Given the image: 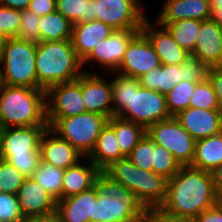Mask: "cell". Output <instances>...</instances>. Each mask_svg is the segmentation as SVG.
I'll use <instances>...</instances> for the list:
<instances>
[{"mask_svg":"<svg viewBox=\"0 0 222 222\" xmlns=\"http://www.w3.org/2000/svg\"><path fill=\"white\" fill-rule=\"evenodd\" d=\"M141 0H95V20L114 30L141 29L148 18Z\"/></svg>","mask_w":222,"mask_h":222,"instance_id":"cell-13","label":"cell"},{"mask_svg":"<svg viewBox=\"0 0 222 222\" xmlns=\"http://www.w3.org/2000/svg\"><path fill=\"white\" fill-rule=\"evenodd\" d=\"M107 123L114 129L118 146L125 157L131 154L133 148L146 134L143 126L118 116H112Z\"/></svg>","mask_w":222,"mask_h":222,"instance_id":"cell-28","label":"cell"},{"mask_svg":"<svg viewBox=\"0 0 222 222\" xmlns=\"http://www.w3.org/2000/svg\"><path fill=\"white\" fill-rule=\"evenodd\" d=\"M118 146L114 129L107 123L101 130L94 150L87 157L102 171L111 162L124 158Z\"/></svg>","mask_w":222,"mask_h":222,"instance_id":"cell-26","label":"cell"},{"mask_svg":"<svg viewBox=\"0 0 222 222\" xmlns=\"http://www.w3.org/2000/svg\"><path fill=\"white\" fill-rule=\"evenodd\" d=\"M17 196L26 220L54 218L57 201L31 177L25 178Z\"/></svg>","mask_w":222,"mask_h":222,"instance_id":"cell-16","label":"cell"},{"mask_svg":"<svg viewBox=\"0 0 222 222\" xmlns=\"http://www.w3.org/2000/svg\"><path fill=\"white\" fill-rule=\"evenodd\" d=\"M212 19L222 27V6L212 8Z\"/></svg>","mask_w":222,"mask_h":222,"instance_id":"cell-47","label":"cell"},{"mask_svg":"<svg viewBox=\"0 0 222 222\" xmlns=\"http://www.w3.org/2000/svg\"><path fill=\"white\" fill-rule=\"evenodd\" d=\"M222 163V132L196 141L191 166L211 172Z\"/></svg>","mask_w":222,"mask_h":222,"instance_id":"cell-27","label":"cell"},{"mask_svg":"<svg viewBox=\"0 0 222 222\" xmlns=\"http://www.w3.org/2000/svg\"><path fill=\"white\" fill-rule=\"evenodd\" d=\"M102 172L132 191L145 210L159 209L165 200L168 178L140 169L128 157L111 162Z\"/></svg>","mask_w":222,"mask_h":222,"instance_id":"cell-5","label":"cell"},{"mask_svg":"<svg viewBox=\"0 0 222 222\" xmlns=\"http://www.w3.org/2000/svg\"><path fill=\"white\" fill-rule=\"evenodd\" d=\"M161 26L170 32L180 47L190 54L193 53L201 28V20L181 19Z\"/></svg>","mask_w":222,"mask_h":222,"instance_id":"cell-30","label":"cell"},{"mask_svg":"<svg viewBox=\"0 0 222 222\" xmlns=\"http://www.w3.org/2000/svg\"><path fill=\"white\" fill-rule=\"evenodd\" d=\"M141 29L114 30L113 33L101 40L82 61V66L87 62L100 65L105 71L115 72L123 60L124 53L130 41Z\"/></svg>","mask_w":222,"mask_h":222,"instance_id":"cell-14","label":"cell"},{"mask_svg":"<svg viewBox=\"0 0 222 222\" xmlns=\"http://www.w3.org/2000/svg\"><path fill=\"white\" fill-rule=\"evenodd\" d=\"M56 11L72 24L95 20V0H56Z\"/></svg>","mask_w":222,"mask_h":222,"instance_id":"cell-31","label":"cell"},{"mask_svg":"<svg viewBox=\"0 0 222 222\" xmlns=\"http://www.w3.org/2000/svg\"><path fill=\"white\" fill-rule=\"evenodd\" d=\"M221 39H222V27H221ZM221 66H222V60H221Z\"/></svg>","mask_w":222,"mask_h":222,"instance_id":"cell-54","label":"cell"},{"mask_svg":"<svg viewBox=\"0 0 222 222\" xmlns=\"http://www.w3.org/2000/svg\"><path fill=\"white\" fill-rule=\"evenodd\" d=\"M131 162L145 171H152L153 142L145 134L128 156Z\"/></svg>","mask_w":222,"mask_h":222,"instance_id":"cell-37","label":"cell"},{"mask_svg":"<svg viewBox=\"0 0 222 222\" xmlns=\"http://www.w3.org/2000/svg\"><path fill=\"white\" fill-rule=\"evenodd\" d=\"M175 118L197 141L222 132V111L189 107L179 112Z\"/></svg>","mask_w":222,"mask_h":222,"instance_id":"cell-19","label":"cell"},{"mask_svg":"<svg viewBox=\"0 0 222 222\" xmlns=\"http://www.w3.org/2000/svg\"><path fill=\"white\" fill-rule=\"evenodd\" d=\"M36 50V42L7 38L0 57L4 85L44 89L37 80Z\"/></svg>","mask_w":222,"mask_h":222,"instance_id":"cell-8","label":"cell"},{"mask_svg":"<svg viewBox=\"0 0 222 222\" xmlns=\"http://www.w3.org/2000/svg\"><path fill=\"white\" fill-rule=\"evenodd\" d=\"M155 19L160 25H168L181 19L209 20L212 18L211 0H163Z\"/></svg>","mask_w":222,"mask_h":222,"instance_id":"cell-22","label":"cell"},{"mask_svg":"<svg viewBox=\"0 0 222 222\" xmlns=\"http://www.w3.org/2000/svg\"><path fill=\"white\" fill-rule=\"evenodd\" d=\"M98 197L94 202V222H141L145 208L132 191L105 173L94 179Z\"/></svg>","mask_w":222,"mask_h":222,"instance_id":"cell-6","label":"cell"},{"mask_svg":"<svg viewBox=\"0 0 222 222\" xmlns=\"http://www.w3.org/2000/svg\"><path fill=\"white\" fill-rule=\"evenodd\" d=\"M98 193L93 186L90 189L56 202L54 218L57 222H94V202Z\"/></svg>","mask_w":222,"mask_h":222,"instance_id":"cell-21","label":"cell"},{"mask_svg":"<svg viewBox=\"0 0 222 222\" xmlns=\"http://www.w3.org/2000/svg\"><path fill=\"white\" fill-rule=\"evenodd\" d=\"M28 10L40 17L56 11V0H31Z\"/></svg>","mask_w":222,"mask_h":222,"instance_id":"cell-42","label":"cell"},{"mask_svg":"<svg viewBox=\"0 0 222 222\" xmlns=\"http://www.w3.org/2000/svg\"><path fill=\"white\" fill-rule=\"evenodd\" d=\"M0 222H27L17 195L0 192Z\"/></svg>","mask_w":222,"mask_h":222,"instance_id":"cell-39","label":"cell"},{"mask_svg":"<svg viewBox=\"0 0 222 222\" xmlns=\"http://www.w3.org/2000/svg\"><path fill=\"white\" fill-rule=\"evenodd\" d=\"M40 42L71 40L73 24L54 11L42 16L39 22Z\"/></svg>","mask_w":222,"mask_h":222,"instance_id":"cell-29","label":"cell"},{"mask_svg":"<svg viewBox=\"0 0 222 222\" xmlns=\"http://www.w3.org/2000/svg\"><path fill=\"white\" fill-rule=\"evenodd\" d=\"M222 6V0H211V7L218 8Z\"/></svg>","mask_w":222,"mask_h":222,"instance_id":"cell-50","label":"cell"},{"mask_svg":"<svg viewBox=\"0 0 222 222\" xmlns=\"http://www.w3.org/2000/svg\"><path fill=\"white\" fill-rule=\"evenodd\" d=\"M190 107L220 109L217 96L208 79L196 85L190 100Z\"/></svg>","mask_w":222,"mask_h":222,"instance_id":"cell-36","label":"cell"},{"mask_svg":"<svg viewBox=\"0 0 222 222\" xmlns=\"http://www.w3.org/2000/svg\"><path fill=\"white\" fill-rule=\"evenodd\" d=\"M113 31L110 26L98 20L73 24L71 43L79 59L83 61L94 47Z\"/></svg>","mask_w":222,"mask_h":222,"instance_id":"cell-24","label":"cell"},{"mask_svg":"<svg viewBox=\"0 0 222 222\" xmlns=\"http://www.w3.org/2000/svg\"><path fill=\"white\" fill-rule=\"evenodd\" d=\"M191 56L198 58L208 68L221 66V26L212 18L201 21L199 36Z\"/></svg>","mask_w":222,"mask_h":222,"instance_id":"cell-23","label":"cell"},{"mask_svg":"<svg viewBox=\"0 0 222 222\" xmlns=\"http://www.w3.org/2000/svg\"><path fill=\"white\" fill-rule=\"evenodd\" d=\"M108 118L92 112L58 119L50 129L68 141L84 157L94 150L102 128Z\"/></svg>","mask_w":222,"mask_h":222,"instance_id":"cell-9","label":"cell"},{"mask_svg":"<svg viewBox=\"0 0 222 222\" xmlns=\"http://www.w3.org/2000/svg\"><path fill=\"white\" fill-rule=\"evenodd\" d=\"M209 68L198 58L190 55L180 65L161 64L139 78L141 86L166 95L182 81L203 82Z\"/></svg>","mask_w":222,"mask_h":222,"instance_id":"cell-10","label":"cell"},{"mask_svg":"<svg viewBox=\"0 0 222 222\" xmlns=\"http://www.w3.org/2000/svg\"><path fill=\"white\" fill-rule=\"evenodd\" d=\"M198 83L182 81L173 86L171 91L165 95L167 109L171 116L190 107L192 93Z\"/></svg>","mask_w":222,"mask_h":222,"instance_id":"cell-33","label":"cell"},{"mask_svg":"<svg viewBox=\"0 0 222 222\" xmlns=\"http://www.w3.org/2000/svg\"><path fill=\"white\" fill-rule=\"evenodd\" d=\"M0 125L3 128L48 125L45 89L3 85Z\"/></svg>","mask_w":222,"mask_h":222,"instance_id":"cell-3","label":"cell"},{"mask_svg":"<svg viewBox=\"0 0 222 222\" xmlns=\"http://www.w3.org/2000/svg\"><path fill=\"white\" fill-rule=\"evenodd\" d=\"M39 150L41 161L64 170L75 166L85 158L68 141L58 136L49 127L41 136Z\"/></svg>","mask_w":222,"mask_h":222,"instance_id":"cell-20","label":"cell"},{"mask_svg":"<svg viewBox=\"0 0 222 222\" xmlns=\"http://www.w3.org/2000/svg\"><path fill=\"white\" fill-rule=\"evenodd\" d=\"M93 73V74H92ZM96 72L84 70L82 74V97L87 112L97 113L110 119L112 110V84Z\"/></svg>","mask_w":222,"mask_h":222,"instance_id":"cell-17","label":"cell"},{"mask_svg":"<svg viewBox=\"0 0 222 222\" xmlns=\"http://www.w3.org/2000/svg\"><path fill=\"white\" fill-rule=\"evenodd\" d=\"M112 110L118 116L147 129L154 123L172 117L164 94L141 86L134 77L112 72Z\"/></svg>","mask_w":222,"mask_h":222,"instance_id":"cell-2","label":"cell"},{"mask_svg":"<svg viewBox=\"0 0 222 222\" xmlns=\"http://www.w3.org/2000/svg\"><path fill=\"white\" fill-rule=\"evenodd\" d=\"M64 169L40 161L31 178L35 180L56 201L62 199V178Z\"/></svg>","mask_w":222,"mask_h":222,"instance_id":"cell-32","label":"cell"},{"mask_svg":"<svg viewBox=\"0 0 222 222\" xmlns=\"http://www.w3.org/2000/svg\"><path fill=\"white\" fill-rule=\"evenodd\" d=\"M25 178L13 165L0 159V192L17 195Z\"/></svg>","mask_w":222,"mask_h":222,"instance_id":"cell-35","label":"cell"},{"mask_svg":"<svg viewBox=\"0 0 222 222\" xmlns=\"http://www.w3.org/2000/svg\"><path fill=\"white\" fill-rule=\"evenodd\" d=\"M160 65L153 46L140 31L128 44L123 60L115 72L139 79Z\"/></svg>","mask_w":222,"mask_h":222,"instance_id":"cell-15","label":"cell"},{"mask_svg":"<svg viewBox=\"0 0 222 222\" xmlns=\"http://www.w3.org/2000/svg\"><path fill=\"white\" fill-rule=\"evenodd\" d=\"M190 222H222V210L215 204Z\"/></svg>","mask_w":222,"mask_h":222,"instance_id":"cell-43","label":"cell"},{"mask_svg":"<svg viewBox=\"0 0 222 222\" xmlns=\"http://www.w3.org/2000/svg\"><path fill=\"white\" fill-rule=\"evenodd\" d=\"M207 79L211 83L222 111V66L209 68Z\"/></svg>","mask_w":222,"mask_h":222,"instance_id":"cell-41","label":"cell"},{"mask_svg":"<svg viewBox=\"0 0 222 222\" xmlns=\"http://www.w3.org/2000/svg\"><path fill=\"white\" fill-rule=\"evenodd\" d=\"M21 24V10L0 4V32L7 38H16Z\"/></svg>","mask_w":222,"mask_h":222,"instance_id":"cell-40","label":"cell"},{"mask_svg":"<svg viewBox=\"0 0 222 222\" xmlns=\"http://www.w3.org/2000/svg\"><path fill=\"white\" fill-rule=\"evenodd\" d=\"M41 17L28 9L21 10V24L16 36L17 39L40 42L39 22Z\"/></svg>","mask_w":222,"mask_h":222,"instance_id":"cell-38","label":"cell"},{"mask_svg":"<svg viewBox=\"0 0 222 222\" xmlns=\"http://www.w3.org/2000/svg\"><path fill=\"white\" fill-rule=\"evenodd\" d=\"M146 134L153 143L170 151L181 166L192 164L196 140L175 116L152 124L146 129Z\"/></svg>","mask_w":222,"mask_h":222,"instance_id":"cell-11","label":"cell"},{"mask_svg":"<svg viewBox=\"0 0 222 222\" xmlns=\"http://www.w3.org/2000/svg\"><path fill=\"white\" fill-rule=\"evenodd\" d=\"M48 125L3 128L0 159L18 169L26 178L38 168L40 139Z\"/></svg>","mask_w":222,"mask_h":222,"instance_id":"cell-7","label":"cell"},{"mask_svg":"<svg viewBox=\"0 0 222 222\" xmlns=\"http://www.w3.org/2000/svg\"><path fill=\"white\" fill-rule=\"evenodd\" d=\"M6 40H7V37L0 32V57H1L2 49L5 45Z\"/></svg>","mask_w":222,"mask_h":222,"instance_id":"cell-49","label":"cell"},{"mask_svg":"<svg viewBox=\"0 0 222 222\" xmlns=\"http://www.w3.org/2000/svg\"><path fill=\"white\" fill-rule=\"evenodd\" d=\"M141 222H188L162 213L159 209L146 210Z\"/></svg>","mask_w":222,"mask_h":222,"instance_id":"cell-44","label":"cell"},{"mask_svg":"<svg viewBox=\"0 0 222 222\" xmlns=\"http://www.w3.org/2000/svg\"><path fill=\"white\" fill-rule=\"evenodd\" d=\"M35 222H57L55 218H50V219H38L35 220Z\"/></svg>","mask_w":222,"mask_h":222,"instance_id":"cell-51","label":"cell"},{"mask_svg":"<svg viewBox=\"0 0 222 222\" xmlns=\"http://www.w3.org/2000/svg\"><path fill=\"white\" fill-rule=\"evenodd\" d=\"M87 159V160H86ZM88 163L84 164L83 159L75 166L64 170L62 178V199L79 194L94 186V179L100 173V170L87 157Z\"/></svg>","mask_w":222,"mask_h":222,"instance_id":"cell-25","label":"cell"},{"mask_svg":"<svg viewBox=\"0 0 222 222\" xmlns=\"http://www.w3.org/2000/svg\"><path fill=\"white\" fill-rule=\"evenodd\" d=\"M215 202L216 189L212 173L187 165L168 179L166 197L159 210L168 216L190 222L215 205Z\"/></svg>","mask_w":222,"mask_h":222,"instance_id":"cell-1","label":"cell"},{"mask_svg":"<svg viewBox=\"0 0 222 222\" xmlns=\"http://www.w3.org/2000/svg\"><path fill=\"white\" fill-rule=\"evenodd\" d=\"M35 64L38 83L45 90L78 79L85 69L71 40L38 42Z\"/></svg>","mask_w":222,"mask_h":222,"instance_id":"cell-4","label":"cell"},{"mask_svg":"<svg viewBox=\"0 0 222 222\" xmlns=\"http://www.w3.org/2000/svg\"><path fill=\"white\" fill-rule=\"evenodd\" d=\"M45 92L49 128L60 118L87 112L82 97V75L74 81L52 85Z\"/></svg>","mask_w":222,"mask_h":222,"instance_id":"cell-12","label":"cell"},{"mask_svg":"<svg viewBox=\"0 0 222 222\" xmlns=\"http://www.w3.org/2000/svg\"><path fill=\"white\" fill-rule=\"evenodd\" d=\"M31 0H0V4L11 9L26 10Z\"/></svg>","mask_w":222,"mask_h":222,"instance_id":"cell-45","label":"cell"},{"mask_svg":"<svg viewBox=\"0 0 222 222\" xmlns=\"http://www.w3.org/2000/svg\"><path fill=\"white\" fill-rule=\"evenodd\" d=\"M182 166L174 155L163 146L153 143L152 171L172 178Z\"/></svg>","mask_w":222,"mask_h":222,"instance_id":"cell-34","label":"cell"},{"mask_svg":"<svg viewBox=\"0 0 222 222\" xmlns=\"http://www.w3.org/2000/svg\"><path fill=\"white\" fill-rule=\"evenodd\" d=\"M150 21L147 18L140 31L150 41L161 64L180 65L190 57L191 54L178 45L165 27Z\"/></svg>","mask_w":222,"mask_h":222,"instance_id":"cell-18","label":"cell"},{"mask_svg":"<svg viewBox=\"0 0 222 222\" xmlns=\"http://www.w3.org/2000/svg\"><path fill=\"white\" fill-rule=\"evenodd\" d=\"M27 222H35V220H27Z\"/></svg>","mask_w":222,"mask_h":222,"instance_id":"cell-55","label":"cell"},{"mask_svg":"<svg viewBox=\"0 0 222 222\" xmlns=\"http://www.w3.org/2000/svg\"><path fill=\"white\" fill-rule=\"evenodd\" d=\"M2 132H3V127L0 125V145H1Z\"/></svg>","mask_w":222,"mask_h":222,"instance_id":"cell-53","label":"cell"},{"mask_svg":"<svg viewBox=\"0 0 222 222\" xmlns=\"http://www.w3.org/2000/svg\"><path fill=\"white\" fill-rule=\"evenodd\" d=\"M214 187L216 190L222 189V163L211 171Z\"/></svg>","mask_w":222,"mask_h":222,"instance_id":"cell-46","label":"cell"},{"mask_svg":"<svg viewBox=\"0 0 222 222\" xmlns=\"http://www.w3.org/2000/svg\"><path fill=\"white\" fill-rule=\"evenodd\" d=\"M3 80H2V71H1V67H0V91H1V89H2V87H3Z\"/></svg>","mask_w":222,"mask_h":222,"instance_id":"cell-52","label":"cell"},{"mask_svg":"<svg viewBox=\"0 0 222 222\" xmlns=\"http://www.w3.org/2000/svg\"><path fill=\"white\" fill-rule=\"evenodd\" d=\"M215 204L222 210V189L216 190V202Z\"/></svg>","mask_w":222,"mask_h":222,"instance_id":"cell-48","label":"cell"}]
</instances>
